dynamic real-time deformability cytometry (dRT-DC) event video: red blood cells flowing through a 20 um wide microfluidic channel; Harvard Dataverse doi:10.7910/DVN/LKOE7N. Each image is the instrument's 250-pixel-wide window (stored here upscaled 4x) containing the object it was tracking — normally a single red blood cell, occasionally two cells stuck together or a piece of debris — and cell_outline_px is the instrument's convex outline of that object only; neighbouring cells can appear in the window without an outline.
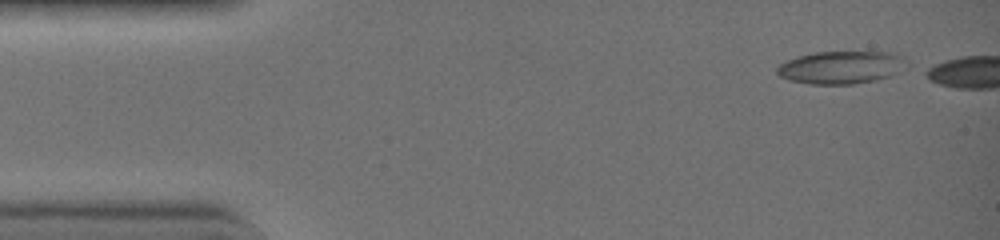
{"species": "common noctule bat (a hibernating species)", "species_latin": "Nyctalus noctula", "temperature_condition": "warm", "stored_images_in_passage": 3, "camera_frame_rate_fps": 3000, "um_per_image_px": 0.085, "animal": {"sex": "female", "body_mass_g": 19.0, "forearm_length_mm": 51.5}, "frame": {"image": 1, "passage_image": 1, "time_ms": 0.0, "image_size_px": [1000, 240], "cell_outline_px": [[900, 60], [892, 76], [876, 80], [852, 84], [808, 84], [788, 80], [780, 76], [776, 72], [776, 68], [780, 64], [788, 60], [800, 56], [816, 52], [884, 52], [900, 56]], "centroid_in_image_um": [71.32, 5.75], "position_along_channel_um": 13.7, "area_um2": 23.81}}